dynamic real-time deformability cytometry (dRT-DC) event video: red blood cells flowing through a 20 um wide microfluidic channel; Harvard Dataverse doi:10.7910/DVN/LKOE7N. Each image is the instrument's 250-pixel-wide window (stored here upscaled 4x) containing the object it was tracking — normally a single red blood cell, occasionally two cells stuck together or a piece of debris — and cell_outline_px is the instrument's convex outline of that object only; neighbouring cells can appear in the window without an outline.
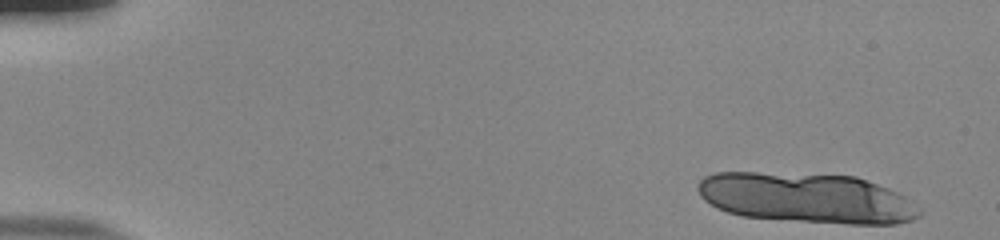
{"species": "human", "species_latin": "Homo sapiens", "temperature_condition": "room temperature", "stored_images_in_passage": 15, "camera_frame_rate_fps": 3000, "um_per_image_px": 0.085, "donor": {"sex": "male"}, "frame": {"image": 1, "passage_image": 1, "time_ms": 0.0, "image_size_px": [1000, 240], "cell_outline_px": [[924, 212], [920, 216], [912, 220], [896, 224], [848, 224], [740, 216], [716, 208], [704, 200], [700, 196], [696, 188], [696, 184], [704, 176], [712, 172], [756, 172], [856, 176], [888, 188], [904, 196], [920, 208]], "centroid_in_image_um": [68.54, 16.83], "position_along_channel_um": 16.5, "area_um2": 64.97}}